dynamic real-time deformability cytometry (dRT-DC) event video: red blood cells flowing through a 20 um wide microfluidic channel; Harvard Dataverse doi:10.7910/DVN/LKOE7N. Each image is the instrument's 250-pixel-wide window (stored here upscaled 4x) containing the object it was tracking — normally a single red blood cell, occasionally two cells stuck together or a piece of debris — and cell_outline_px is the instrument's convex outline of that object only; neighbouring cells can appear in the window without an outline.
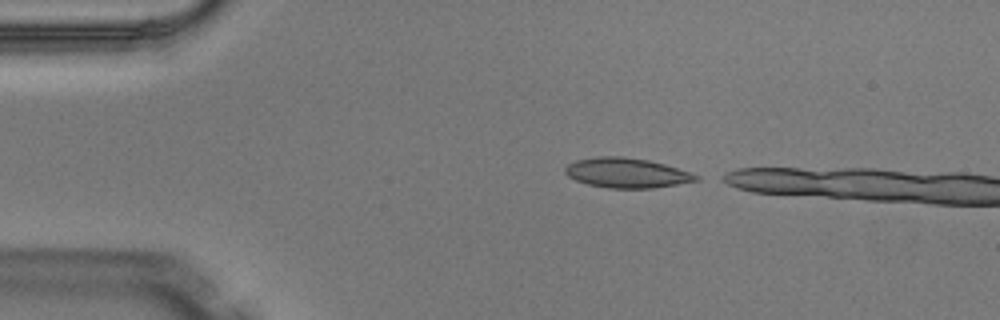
{"species": "Egyptian fruit bat (a non-hibernating species)", "species_latin": "Rousettus aegyptiacus", "temperature_condition": "warm", "stored_images_in_passage": 2, "camera_frame_rate_fps": 3000, "um_per_image_px": 0.085, "animal": {"sex": "male"}, "frame": {"image": 1, "passage_image": 1, "time_ms": 0.0, "image_size_px": [1000, 320], "cell_outline_px": [[700, 180], [652, 188], [608, 188], [588, 184], [576, 180], [568, 176], [564, 172], [564, 168], [568, 164], [576, 160], [596, 156], [624, 156], [648, 160], [664, 164], [692, 172], [700, 176]], "centroid_in_image_um": [53.27, 14.69], "position_along_channel_um": 31.7, "area_um2": 22.83}}